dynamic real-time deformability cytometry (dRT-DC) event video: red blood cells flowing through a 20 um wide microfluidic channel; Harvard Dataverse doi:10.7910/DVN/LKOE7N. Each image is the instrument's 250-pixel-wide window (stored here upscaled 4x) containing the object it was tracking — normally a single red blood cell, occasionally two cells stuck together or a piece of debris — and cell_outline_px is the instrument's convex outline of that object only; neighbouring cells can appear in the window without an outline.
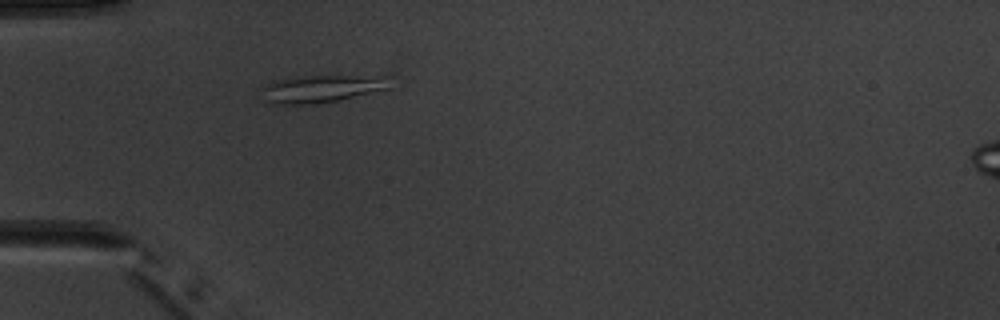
{"species": "common noctule bat (a hibernating species)", "species_latin": "Nyctalus noctula", "temperature_condition": "warm", "stored_images_in_passage": 1, "camera_frame_rate_fps": 3000, "um_per_image_px": 0.085, "animal": {"sex": "male", "body_mass_g": 20.1, "forearm_length_mm": 53.5}, "frame": {"image": 1, "passage_image": 1, "time_ms": 0.0, "image_size_px": [1000, 320], "cell_outline_px": [[388, 88], [336, 100], [316, 104], [276, 104], [268, 100], [264, 88], [272, 80], [292, 76], [388, 76]], "centroid_in_image_um": [27.32, 7.52], "position_along_channel_um": 57.7, "area_um2": 19.88}}